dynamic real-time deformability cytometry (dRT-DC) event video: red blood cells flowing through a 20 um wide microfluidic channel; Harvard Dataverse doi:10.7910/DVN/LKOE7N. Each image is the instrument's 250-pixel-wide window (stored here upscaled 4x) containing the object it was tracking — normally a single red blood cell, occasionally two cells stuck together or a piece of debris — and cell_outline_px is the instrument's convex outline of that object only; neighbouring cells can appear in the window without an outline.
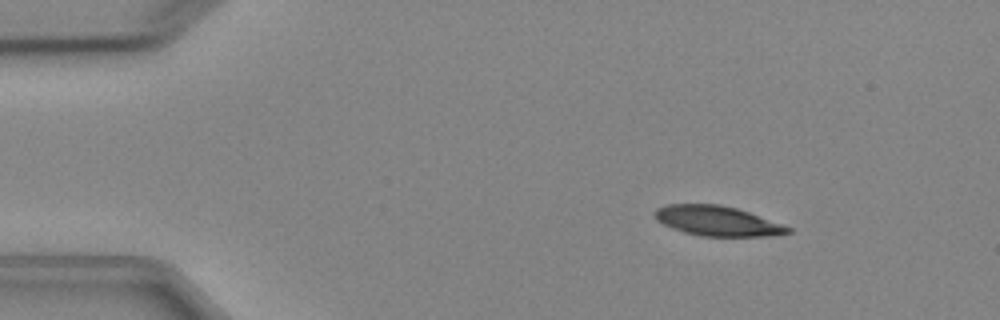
{"species": "Egyptian fruit bat (a non-hibernating species)", "species_latin": "Rousettus aegyptiacus", "temperature_condition": "cold", "stored_images_in_passage": 4, "camera_frame_rate_fps": 3000, "um_per_image_px": 0.085, "animal": {"sex": "female"}, "frame": {"image": 1, "passage_image": 2, "time_ms": 2.0, "image_size_px": [1000, 320], "cell_outline_px": [[792, 232], [772, 236], [700, 236], [684, 232], [672, 228], [656, 220], [652, 212], [656, 208], [668, 204], [720, 204], [736, 208], [748, 212], [792, 228]], "centroid_in_image_um": [60.93, 18.78], "position_along_channel_um": 24.1, "area_um2": 23.18}}
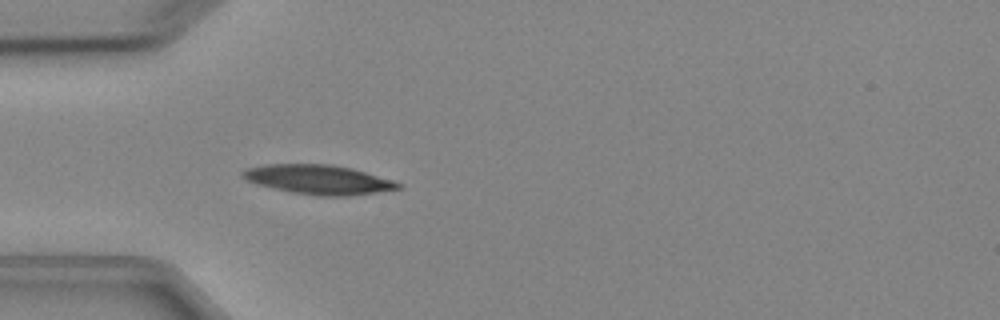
{"frame": {"image": 2, "passage_image": 4, "time_ms": 4.667, "image_size_px": [1000, 320], "cell_outline_px": [[404, 188], [348, 196], [316, 196], [292, 192], [256, 184], [240, 176], [240, 172], [248, 168], [268, 164], [332, 164], [352, 168], [392, 180], [404, 184]], "centroid_in_image_um": [27.1, 15.26], "position_along_channel_um": 57.9, "area_um2": 26.65}}